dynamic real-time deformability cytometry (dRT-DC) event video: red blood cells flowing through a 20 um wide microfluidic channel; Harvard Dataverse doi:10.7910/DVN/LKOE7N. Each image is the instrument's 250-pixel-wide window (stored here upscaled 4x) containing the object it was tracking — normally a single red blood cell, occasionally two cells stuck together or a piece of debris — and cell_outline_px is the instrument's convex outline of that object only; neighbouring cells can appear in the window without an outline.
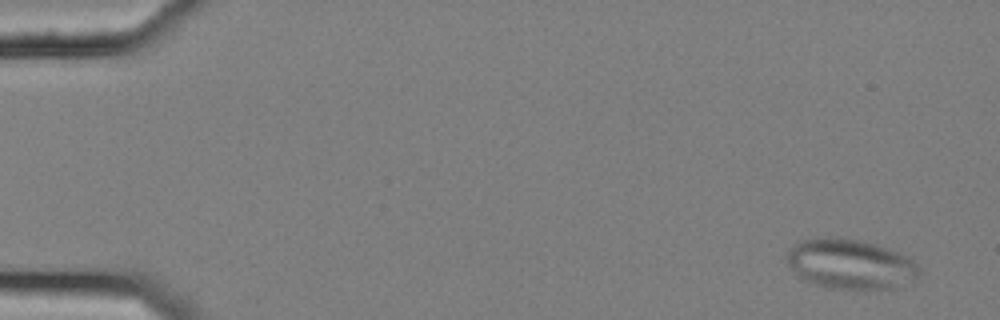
{"species": "common noctule bat (a hibernating species)", "species_latin": "Nyctalus noctula", "temperature_condition": "cold", "stored_images_in_passage": 57, "camera_frame_rate_fps": 3000, "um_per_image_px": 0.085, "animal": {"sex": "female", "body_mass_g": 25.1}, "frame": {"image": 1, "passage_image": 4, "time_ms": 1.0, "image_size_px": [1000, 320], "cell_outline_px": [[920, 276], [916, 280], [896, 288], [824, 288], [804, 280], [796, 276], [788, 264], [784, 256], [788, 248], [796, 240], [824, 236], [840, 236], [860, 240], [876, 244], [896, 252], [904, 256], [916, 264], [920, 268]], "centroid_in_image_um": [72.19, 22.42], "position_along_channel_um": 12.8, "area_um2": 39.19}}
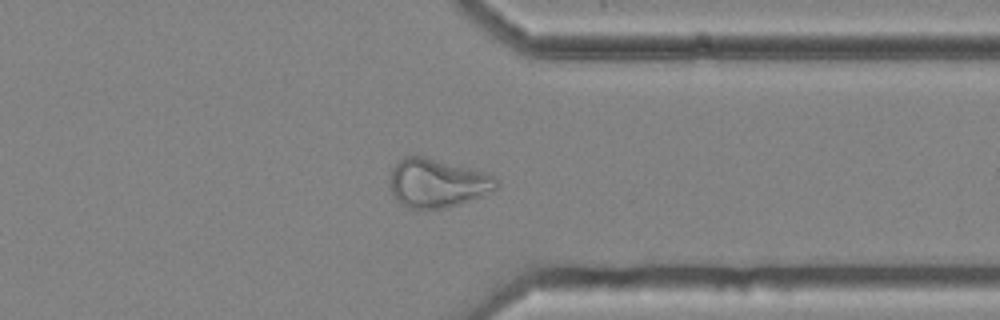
{"frame": {"image": 2, "passage_image": 45, "time_ms": 14.667, "image_size_px": [1000, 320], "cell_outline_px": [[500, 184], [492, 192], [484, 196], [448, 208], [408, 208], [400, 204], [396, 200], [388, 184], [388, 180], [392, 168], [404, 156], [420, 156], [488, 172], [496, 176]], "centroid_in_image_um": [37.19, 15.57], "position_along_channel_um": 374.2, "area_um2": 30.63}}
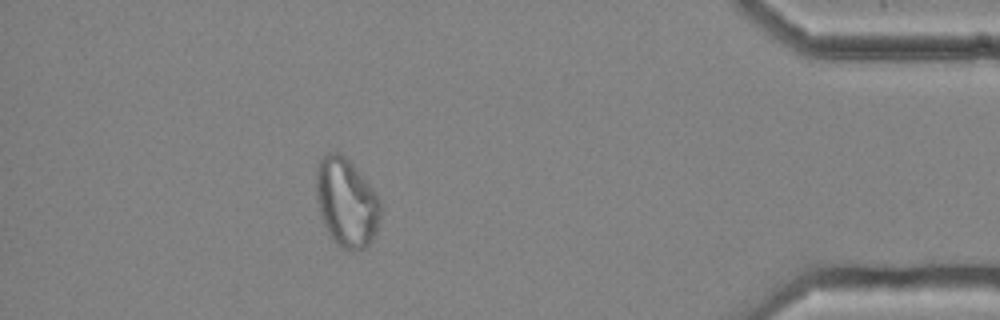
{"frame": {"image": 3, "passage_image": 51, "time_ms": 16.667, "image_size_px": [1000, 320], "cell_outline_px": [[384, 208], [376, 232], [372, 240], [364, 248], [340, 248], [336, 244], [328, 232], [324, 224], [316, 200], [316, 168], [320, 160], [328, 152], [340, 152], [352, 164], [368, 184], [380, 200]], "centroid_in_image_um": [29.45, 17.21], "position_along_channel_um": 405.7, "area_um2": 33.06}}